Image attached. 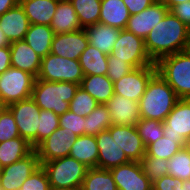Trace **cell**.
Returning a JSON list of instances; mask_svg holds the SVG:
<instances>
[{
    "label": "cell",
    "instance_id": "obj_51",
    "mask_svg": "<svg viewBox=\"0 0 190 190\" xmlns=\"http://www.w3.org/2000/svg\"><path fill=\"white\" fill-rule=\"evenodd\" d=\"M180 190H190V179L183 181Z\"/></svg>",
    "mask_w": 190,
    "mask_h": 190
},
{
    "label": "cell",
    "instance_id": "obj_23",
    "mask_svg": "<svg viewBox=\"0 0 190 190\" xmlns=\"http://www.w3.org/2000/svg\"><path fill=\"white\" fill-rule=\"evenodd\" d=\"M59 0H19L30 24L49 25Z\"/></svg>",
    "mask_w": 190,
    "mask_h": 190
},
{
    "label": "cell",
    "instance_id": "obj_15",
    "mask_svg": "<svg viewBox=\"0 0 190 190\" xmlns=\"http://www.w3.org/2000/svg\"><path fill=\"white\" fill-rule=\"evenodd\" d=\"M168 11L169 9L162 2L157 0L140 13L130 15L125 29L145 39Z\"/></svg>",
    "mask_w": 190,
    "mask_h": 190
},
{
    "label": "cell",
    "instance_id": "obj_22",
    "mask_svg": "<svg viewBox=\"0 0 190 190\" xmlns=\"http://www.w3.org/2000/svg\"><path fill=\"white\" fill-rule=\"evenodd\" d=\"M50 27L55 34L75 32L82 29L77 13L69 0H59Z\"/></svg>",
    "mask_w": 190,
    "mask_h": 190
},
{
    "label": "cell",
    "instance_id": "obj_50",
    "mask_svg": "<svg viewBox=\"0 0 190 190\" xmlns=\"http://www.w3.org/2000/svg\"><path fill=\"white\" fill-rule=\"evenodd\" d=\"M10 45L8 39L5 37V34L3 31L0 29V47H4Z\"/></svg>",
    "mask_w": 190,
    "mask_h": 190
},
{
    "label": "cell",
    "instance_id": "obj_11",
    "mask_svg": "<svg viewBox=\"0 0 190 190\" xmlns=\"http://www.w3.org/2000/svg\"><path fill=\"white\" fill-rule=\"evenodd\" d=\"M40 166L37 151L34 149L26 157L2 167L0 185L3 190H19L24 181Z\"/></svg>",
    "mask_w": 190,
    "mask_h": 190
},
{
    "label": "cell",
    "instance_id": "obj_36",
    "mask_svg": "<svg viewBox=\"0 0 190 190\" xmlns=\"http://www.w3.org/2000/svg\"><path fill=\"white\" fill-rule=\"evenodd\" d=\"M135 126L146 148L164 134V122L159 120L140 119Z\"/></svg>",
    "mask_w": 190,
    "mask_h": 190
},
{
    "label": "cell",
    "instance_id": "obj_25",
    "mask_svg": "<svg viewBox=\"0 0 190 190\" xmlns=\"http://www.w3.org/2000/svg\"><path fill=\"white\" fill-rule=\"evenodd\" d=\"M129 17L128 8L122 0H101L99 23L122 30Z\"/></svg>",
    "mask_w": 190,
    "mask_h": 190
},
{
    "label": "cell",
    "instance_id": "obj_53",
    "mask_svg": "<svg viewBox=\"0 0 190 190\" xmlns=\"http://www.w3.org/2000/svg\"><path fill=\"white\" fill-rule=\"evenodd\" d=\"M185 147L190 151V137L186 140Z\"/></svg>",
    "mask_w": 190,
    "mask_h": 190
},
{
    "label": "cell",
    "instance_id": "obj_24",
    "mask_svg": "<svg viewBox=\"0 0 190 190\" xmlns=\"http://www.w3.org/2000/svg\"><path fill=\"white\" fill-rule=\"evenodd\" d=\"M84 30L86 31L89 44L106 55L111 54L114 43L118 39L121 31L120 29L102 23L88 26Z\"/></svg>",
    "mask_w": 190,
    "mask_h": 190
},
{
    "label": "cell",
    "instance_id": "obj_44",
    "mask_svg": "<svg viewBox=\"0 0 190 190\" xmlns=\"http://www.w3.org/2000/svg\"><path fill=\"white\" fill-rule=\"evenodd\" d=\"M183 181L173 176L165 175L152 183V190H180Z\"/></svg>",
    "mask_w": 190,
    "mask_h": 190
},
{
    "label": "cell",
    "instance_id": "obj_8",
    "mask_svg": "<svg viewBox=\"0 0 190 190\" xmlns=\"http://www.w3.org/2000/svg\"><path fill=\"white\" fill-rule=\"evenodd\" d=\"M110 55L129 63L133 68L156 66L146 51L144 39L126 29L120 31Z\"/></svg>",
    "mask_w": 190,
    "mask_h": 190
},
{
    "label": "cell",
    "instance_id": "obj_46",
    "mask_svg": "<svg viewBox=\"0 0 190 190\" xmlns=\"http://www.w3.org/2000/svg\"><path fill=\"white\" fill-rule=\"evenodd\" d=\"M128 8L129 14H138L142 10L148 8L157 0H122Z\"/></svg>",
    "mask_w": 190,
    "mask_h": 190
},
{
    "label": "cell",
    "instance_id": "obj_52",
    "mask_svg": "<svg viewBox=\"0 0 190 190\" xmlns=\"http://www.w3.org/2000/svg\"><path fill=\"white\" fill-rule=\"evenodd\" d=\"M7 106L3 103V101L1 100L0 98V114L4 111V109L6 108Z\"/></svg>",
    "mask_w": 190,
    "mask_h": 190
},
{
    "label": "cell",
    "instance_id": "obj_19",
    "mask_svg": "<svg viewBox=\"0 0 190 190\" xmlns=\"http://www.w3.org/2000/svg\"><path fill=\"white\" fill-rule=\"evenodd\" d=\"M111 116L112 125H136L140 118L139 102L114 93L105 104Z\"/></svg>",
    "mask_w": 190,
    "mask_h": 190
},
{
    "label": "cell",
    "instance_id": "obj_33",
    "mask_svg": "<svg viewBox=\"0 0 190 190\" xmlns=\"http://www.w3.org/2000/svg\"><path fill=\"white\" fill-rule=\"evenodd\" d=\"M82 190H117L116 183L110 170L89 168L83 183Z\"/></svg>",
    "mask_w": 190,
    "mask_h": 190
},
{
    "label": "cell",
    "instance_id": "obj_35",
    "mask_svg": "<svg viewBox=\"0 0 190 190\" xmlns=\"http://www.w3.org/2000/svg\"><path fill=\"white\" fill-rule=\"evenodd\" d=\"M168 175L182 181L190 179V151L186 147L168 160Z\"/></svg>",
    "mask_w": 190,
    "mask_h": 190
},
{
    "label": "cell",
    "instance_id": "obj_43",
    "mask_svg": "<svg viewBox=\"0 0 190 190\" xmlns=\"http://www.w3.org/2000/svg\"><path fill=\"white\" fill-rule=\"evenodd\" d=\"M108 69L106 76L114 83L121 77L128 74L133 67L120 59H115L113 56L108 55Z\"/></svg>",
    "mask_w": 190,
    "mask_h": 190
},
{
    "label": "cell",
    "instance_id": "obj_38",
    "mask_svg": "<svg viewBox=\"0 0 190 190\" xmlns=\"http://www.w3.org/2000/svg\"><path fill=\"white\" fill-rule=\"evenodd\" d=\"M140 164L143 172L153 183L160 179L162 176L168 175V160L157 157L144 156Z\"/></svg>",
    "mask_w": 190,
    "mask_h": 190
},
{
    "label": "cell",
    "instance_id": "obj_14",
    "mask_svg": "<svg viewBox=\"0 0 190 190\" xmlns=\"http://www.w3.org/2000/svg\"><path fill=\"white\" fill-rule=\"evenodd\" d=\"M107 130L130 161L140 162L145 156L146 147L135 125H111Z\"/></svg>",
    "mask_w": 190,
    "mask_h": 190
},
{
    "label": "cell",
    "instance_id": "obj_29",
    "mask_svg": "<svg viewBox=\"0 0 190 190\" xmlns=\"http://www.w3.org/2000/svg\"><path fill=\"white\" fill-rule=\"evenodd\" d=\"M33 150L31 144L20 136L0 142V165L2 167L10 165L26 157Z\"/></svg>",
    "mask_w": 190,
    "mask_h": 190
},
{
    "label": "cell",
    "instance_id": "obj_2",
    "mask_svg": "<svg viewBox=\"0 0 190 190\" xmlns=\"http://www.w3.org/2000/svg\"><path fill=\"white\" fill-rule=\"evenodd\" d=\"M178 100L175 91L157 72L140 98V118L164 122Z\"/></svg>",
    "mask_w": 190,
    "mask_h": 190
},
{
    "label": "cell",
    "instance_id": "obj_34",
    "mask_svg": "<svg viewBox=\"0 0 190 190\" xmlns=\"http://www.w3.org/2000/svg\"><path fill=\"white\" fill-rule=\"evenodd\" d=\"M112 125L111 116L105 104L98 106L85 117L84 135L96 136Z\"/></svg>",
    "mask_w": 190,
    "mask_h": 190
},
{
    "label": "cell",
    "instance_id": "obj_18",
    "mask_svg": "<svg viewBox=\"0 0 190 190\" xmlns=\"http://www.w3.org/2000/svg\"><path fill=\"white\" fill-rule=\"evenodd\" d=\"M95 137L99 151L97 168L109 170L130 162L124 150L113 140L108 130L100 132Z\"/></svg>",
    "mask_w": 190,
    "mask_h": 190
},
{
    "label": "cell",
    "instance_id": "obj_26",
    "mask_svg": "<svg viewBox=\"0 0 190 190\" xmlns=\"http://www.w3.org/2000/svg\"><path fill=\"white\" fill-rule=\"evenodd\" d=\"M98 155L96 137L92 135L78 136L69 153L88 168H97Z\"/></svg>",
    "mask_w": 190,
    "mask_h": 190
},
{
    "label": "cell",
    "instance_id": "obj_45",
    "mask_svg": "<svg viewBox=\"0 0 190 190\" xmlns=\"http://www.w3.org/2000/svg\"><path fill=\"white\" fill-rule=\"evenodd\" d=\"M170 11L190 29V1L175 5Z\"/></svg>",
    "mask_w": 190,
    "mask_h": 190
},
{
    "label": "cell",
    "instance_id": "obj_9",
    "mask_svg": "<svg viewBox=\"0 0 190 190\" xmlns=\"http://www.w3.org/2000/svg\"><path fill=\"white\" fill-rule=\"evenodd\" d=\"M7 108L15 118L20 137L26 139L35 149L41 109L32 98L12 103Z\"/></svg>",
    "mask_w": 190,
    "mask_h": 190
},
{
    "label": "cell",
    "instance_id": "obj_13",
    "mask_svg": "<svg viewBox=\"0 0 190 190\" xmlns=\"http://www.w3.org/2000/svg\"><path fill=\"white\" fill-rule=\"evenodd\" d=\"M109 170L117 190H152V182L143 172L140 162L130 161Z\"/></svg>",
    "mask_w": 190,
    "mask_h": 190
},
{
    "label": "cell",
    "instance_id": "obj_1",
    "mask_svg": "<svg viewBox=\"0 0 190 190\" xmlns=\"http://www.w3.org/2000/svg\"><path fill=\"white\" fill-rule=\"evenodd\" d=\"M144 41L148 55L157 63L165 56L190 49V29L168 11Z\"/></svg>",
    "mask_w": 190,
    "mask_h": 190
},
{
    "label": "cell",
    "instance_id": "obj_40",
    "mask_svg": "<svg viewBox=\"0 0 190 190\" xmlns=\"http://www.w3.org/2000/svg\"><path fill=\"white\" fill-rule=\"evenodd\" d=\"M19 131L12 112L6 107L0 114V142L19 137Z\"/></svg>",
    "mask_w": 190,
    "mask_h": 190
},
{
    "label": "cell",
    "instance_id": "obj_41",
    "mask_svg": "<svg viewBox=\"0 0 190 190\" xmlns=\"http://www.w3.org/2000/svg\"><path fill=\"white\" fill-rule=\"evenodd\" d=\"M59 126L74 132L77 136L84 135L85 117L77 115L68 110L59 116Z\"/></svg>",
    "mask_w": 190,
    "mask_h": 190
},
{
    "label": "cell",
    "instance_id": "obj_39",
    "mask_svg": "<svg viewBox=\"0 0 190 190\" xmlns=\"http://www.w3.org/2000/svg\"><path fill=\"white\" fill-rule=\"evenodd\" d=\"M59 127V116L50 110H40L37 146Z\"/></svg>",
    "mask_w": 190,
    "mask_h": 190
},
{
    "label": "cell",
    "instance_id": "obj_32",
    "mask_svg": "<svg viewBox=\"0 0 190 190\" xmlns=\"http://www.w3.org/2000/svg\"><path fill=\"white\" fill-rule=\"evenodd\" d=\"M82 29L99 23L101 0H69Z\"/></svg>",
    "mask_w": 190,
    "mask_h": 190
},
{
    "label": "cell",
    "instance_id": "obj_12",
    "mask_svg": "<svg viewBox=\"0 0 190 190\" xmlns=\"http://www.w3.org/2000/svg\"><path fill=\"white\" fill-rule=\"evenodd\" d=\"M74 132H69L60 126L36 148L39 162H48L57 158L69 156L72 145L77 139Z\"/></svg>",
    "mask_w": 190,
    "mask_h": 190
},
{
    "label": "cell",
    "instance_id": "obj_49",
    "mask_svg": "<svg viewBox=\"0 0 190 190\" xmlns=\"http://www.w3.org/2000/svg\"><path fill=\"white\" fill-rule=\"evenodd\" d=\"M168 9L169 11L177 4L190 1V0H160Z\"/></svg>",
    "mask_w": 190,
    "mask_h": 190
},
{
    "label": "cell",
    "instance_id": "obj_42",
    "mask_svg": "<svg viewBox=\"0 0 190 190\" xmlns=\"http://www.w3.org/2000/svg\"><path fill=\"white\" fill-rule=\"evenodd\" d=\"M19 190H51L48 176L42 166L24 181Z\"/></svg>",
    "mask_w": 190,
    "mask_h": 190
},
{
    "label": "cell",
    "instance_id": "obj_4",
    "mask_svg": "<svg viewBox=\"0 0 190 190\" xmlns=\"http://www.w3.org/2000/svg\"><path fill=\"white\" fill-rule=\"evenodd\" d=\"M157 72L172 87L179 99H190V49L161 58Z\"/></svg>",
    "mask_w": 190,
    "mask_h": 190
},
{
    "label": "cell",
    "instance_id": "obj_7",
    "mask_svg": "<svg viewBox=\"0 0 190 190\" xmlns=\"http://www.w3.org/2000/svg\"><path fill=\"white\" fill-rule=\"evenodd\" d=\"M35 77L28 72L13 67L0 74V98L8 106L31 98Z\"/></svg>",
    "mask_w": 190,
    "mask_h": 190
},
{
    "label": "cell",
    "instance_id": "obj_27",
    "mask_svg": "<svg viewBox=\"0 0 190 190\" xmlns=\"http://www.w3.org/2000/svg\"><path fill=\"white\" fill-rule=\"evenodd\" d=\"M54 31L49 25L30 24L24 40L42 58L51 51Z\"/></svg>",
    "mask_w": 190,
    "mask_h": 190
},
{
    "label": "cell",
    "instance_id": "obj_10",
    "mask_svg": "<svg viewBox=\"0 0 190 190\" xmlns=\"http://www.w3.org/2000/svg\"><path fill=\"white\" fill-rule=\"evenodd\" d=\"M157 73L156 66L133 68L128 74L114 82V93L139 102L148 82Z\"/></svg>",
    "mask_w": 190,
    "mask_h": 190
},
{
    "label": "cell",
    "instance_id": "obj_21",
    "mask_svg": "<svg viewBox=\"0 0 190 190\" xmlns=\"http://www.w3.org/2000/svg\"><path fill=\"white\" fill-rule=\"evenodd\" d=\"M11 67L21 69L37 78L42 57L39 56L25 40L10 43Z\"/></svg>",
    "mask_w": 190,
    "mask_h": 190
},
{
    "label": "cell",
    "instance_id": "obj_48",
    "mask_svg": "<svg viewBox=\"0 0 190 190\" xmlns=\"http://www.w3.org/2000/svg\"><path fill=\"white\" fill-rule=\"evenodd\" d=\"M18 3L19 0H0V16L15 7Z\"/></svg>",
    "mask_w": 190,
    "mask_h": 190
},
{
    "label": "cell",
    "instance_id": "obj_54",
    "mask_svg": "<svg viewBox=\"0 0 190 190\" xmlns=\"http://www.w3.org/2000/svg\"><path fill=\"white\" fill-rule=\"evenodd\" d=\"M61 190H82L81 187H75V188H68V189H61Z\"/></svg>",
    "mask_w": 190,
    "mask_h": 190
},
{
    "label": "cell",
    "instance_id": "obj_3",
    "mask_svg": "<svg viewBox=\"0 0 190 190\" xmlns=\"http://www.w3.org/2000/svg\"><path fill=\"white\" fill-rule=\"evenodd\" d=\"M79 86L72 82H48L36 78L31 98L40 109L53 111L60 116L69 110Z\"/></svg>",
    "mask_w": 190,
    "mask_h": 190
},
{
    "label": "cell",
    "instance_id": "obj_16",
    "mask_svg": "<svg viewBox=\"0 0 190 190\" xmlns=\"http://www.w3.org/2000/svg\"><path fill=\"white\" fill-rule=\"evenodd\" d=\"M88 45L89 41L84 29L75 32L55 34L50 53L72 60H79L80 55Z\"/></svg>",
    "mask_w": 190,
    "mask_h": 190
},
{
    "label": "cell",
    "instance_id": "obj_17",
    "mask_svg": "<svg viewBox=\"0 0 190 190\" xmlns=\"http://www.w3.org/2000/svg\"><path fill=\"white\" fill-rule=\"evenodd\" d=\"M164 136L171 138L190 137V99H179L164 120Z\"/></svg>",
    "mask_w": 190,
    "mask_h": 190
},
{
    "label": "cell",
    "instance_id": "obj_30",
    "mask_svg": "<svg viewBox=\"0 0 190 190\" xmlns=\"http://www.w3.org/2000/svg\"><path fill=\"white\" fill-rule=\"evenodd\" d=\"M84 75H106L108 55L89 44L79 58Z\"/></svg>",
    "mask_w": 190,
    "mask_h": 190
},
{
    "label": "cell",
    "instance_id": "obj_31",
    "mask_svg": "<svg viewBox=\"0 0 190 190\" xmlns=\"http://www.w3.org/2000/svg\"><path fill=\"white\" fill-rule=\"evenodd\" d=\"M186 144L183 138H171L162 136L146 148V156L169 160Z\"/></svg>",
    "mask_w": 190,
    "mask_h": 190
},
{
    "label": "cell",
    "instance_id": "obj_47",
    "mask_svg": "<svg viewBox=\"0 0 190 190\" xmlns=\"http://www.w3.org/2000/svg\"><path fill=\"white\" fill-rule=\"evenodd\" d=\"M11 67L10 46L0 47V74Z\"/></svg>",
    "mask_w": 190,
    "mask_h": 190
},
{
    "label": "cell",
    "instance_id": "obj_5",
    "mask_svg": "<svg viewBox=\"0 0 190 190\" xmlns=\"http://www.w3.org/2000/svg\"><path fill=\"white\" fill-rule=\"evenodd\" d=\"M45 170L51 190L81 187L88 167L71 156L40 162Z\"/></svg>",
    "mask_w": 190,
    "mask_h": 190
},
{
    "label": "cell",
    "instance_id": "obj_37",
    "mask_svg": "<svg viewBox=\"0 0 190 190\" xmlns=\"http://www.w3.org/2000/svg\"><path fill=\"white\" fill-rule=\"evenodd\" d=\"M98 104L99 103L88 92L79 86L75 96L69 104V110L77 115L86 117L98 106Z\"/></svg>",
    "mask_w": 190,
    "mask_h": 190
},
{
    "label": "cell",
    "instance_id": "obj_28",
    "mask_svg": "<svg viewBox=\"0 0 190 190\" xmlns=\"http://www.w3.org/2000/svg\"><path fill=\"white\" fill-rule=\"evenodd\" d=\"M80 87L99 104H106L114 95V83L106 75H84Z\"/></svg>",
    "mask_w": 190,
    "mask_h": 190
},
{
    "label": "cell",
    "instance_id": "obj_6",
    "mask_svg": "<svg viewBox=\"0 0 190 190\" xmlns=\"http://www.w3.org/2000/svg\"><path fill=\"white\" fill-rule=\"evenodd\" d=\"M84 77L79 60H72L52 53L42 58L37 79L48 82H72L81 84Z\"/></svg>",
    "mask_w": 190,
    "mask_h": 190
},
{
    "label": "cell",
    "instance_id": "obj_20",
    "mask_svg": "<svg viewBox=\"0 0 190 190\" xmlns=\"http://www.w3.org/2000/svg\"><path fill=\"white\" fill-rule=\"evenodd\" d=\"M29 26L30 22L20 3L0 16V29L9 43L24 40Z\"/></svg>",
    "mask_w": 190,
    "mask_h": 190
}]
</instances>
